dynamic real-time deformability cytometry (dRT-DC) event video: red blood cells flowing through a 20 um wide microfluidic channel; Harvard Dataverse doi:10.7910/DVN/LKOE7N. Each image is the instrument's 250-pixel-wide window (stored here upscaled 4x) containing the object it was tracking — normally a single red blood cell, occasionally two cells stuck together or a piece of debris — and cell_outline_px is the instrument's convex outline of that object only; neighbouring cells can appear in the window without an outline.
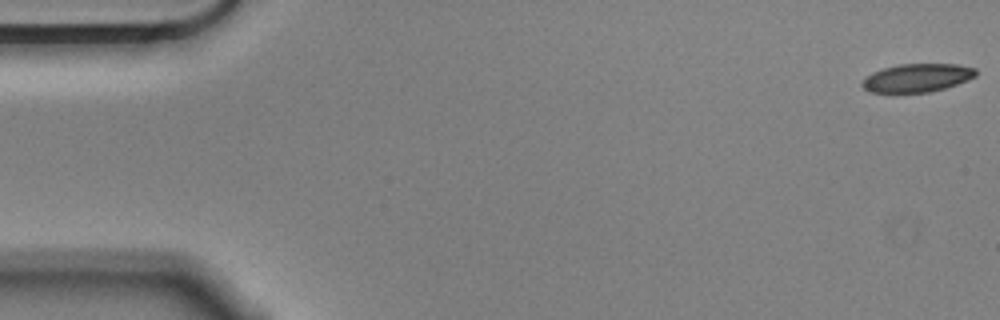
{"species": "Egyptian fruit bat (a non-hibernating species)", "species_latin": "Rousettus aegyptiacus", "temperature_condition": "cold", "stored_images_in_passage": 52, "camera_frame_rate_fps": 3000, "um_per_image_px": 0.085, "animal": {"sex": "male"}, "frame": {"image": 1, "passage_image": 1, "time_ms": 0.0, "image_size_px": [1000, 320], "cell_outline_px": [[976, 76], [968, 80], [944, 88], [928, 92], [896, 96], [868, 92], [860, 84], [872, 72], [896, 64], [956, 64], [976, 68]], "centroid_in_image_um": [77.88, 6.67], "position_along_channel_um": 7.1, "area_um2": 19.48}}
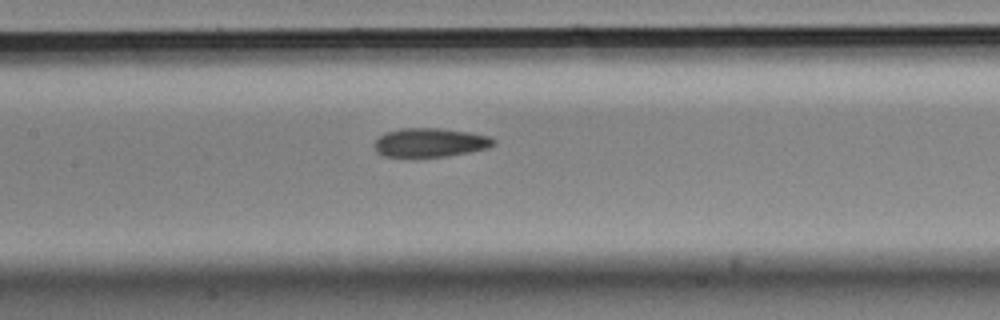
{"frame": {"image": 2, "passage_image": 26, "time_ms": 8.333, "image_size_px": [1000, 320], "cell_outline_px": [[496, 144], [488, 148], [468, 152], [444, 156], [384, 156], [376, 152], [372, 144], [384, 132], [400, 128], [440, 128], [468, 132], [488, 136], [496, 140]], "centroid_in_image_um": [36.53, 12.1], "position_along_channel_um": 170.9, "area_um2": 20.0}}
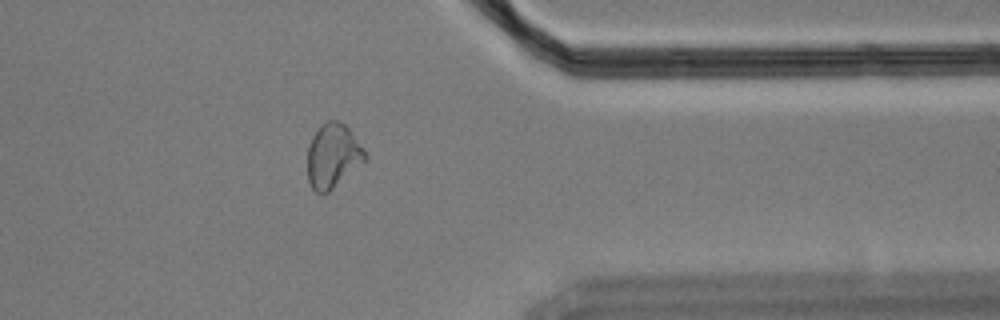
{"frame": {"image": 3, "passage_image": 45, "time_ms": 14.667, "image_size_px": [1000, 320], "cell_outline_px": [[368, 156], [364, 160], [328, 192], [316, 192], [312, 188], [308, 180], [308, 148], [312, 136], [320, 124], [328, 120], [336, 120], [344, 124], [352, 132], [364, 148]], "centroid_in_image_um": [28.28, 13.2], "position_along_channel_um": 383.1, "area_um2": 21.21}}